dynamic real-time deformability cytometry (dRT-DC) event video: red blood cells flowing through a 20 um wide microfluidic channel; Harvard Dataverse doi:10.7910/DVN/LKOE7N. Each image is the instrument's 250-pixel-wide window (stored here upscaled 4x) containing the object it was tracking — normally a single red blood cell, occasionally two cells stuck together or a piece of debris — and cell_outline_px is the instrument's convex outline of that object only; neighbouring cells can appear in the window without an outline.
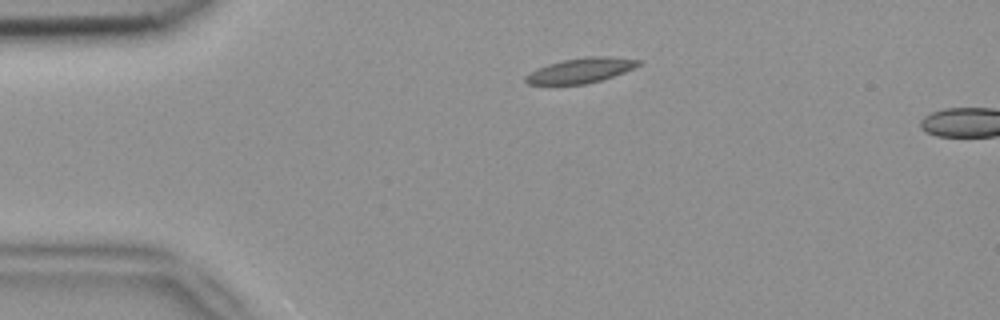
{"species": "common noctule bat (a hibernating species)", "species_latin": "Nyctalus noctula", "temperature_condition": "room temperature", "stored_images_in_passage": 2, "camera_frame_rate_fps": 3000, "um_per_image_px": 0.085, "animal": {"sex": "female", "body_mass_g": 18.4}, "frame": {"image": 1, "passage_image": 1, "time_ms": 0.0, "image_size_px": [1000, 320], "cell_outline_px": [[644, 60], [640, 64], [624, 72], [588, 84], [528, 84], [524, 80], [524, 76], [548, 64], [564, 60], [584, 56], [608, 56]], "centroid_in_image_um": [49.39, 5.97], "position_along_channel_um": 35.6, "area_um2": 16.24}}